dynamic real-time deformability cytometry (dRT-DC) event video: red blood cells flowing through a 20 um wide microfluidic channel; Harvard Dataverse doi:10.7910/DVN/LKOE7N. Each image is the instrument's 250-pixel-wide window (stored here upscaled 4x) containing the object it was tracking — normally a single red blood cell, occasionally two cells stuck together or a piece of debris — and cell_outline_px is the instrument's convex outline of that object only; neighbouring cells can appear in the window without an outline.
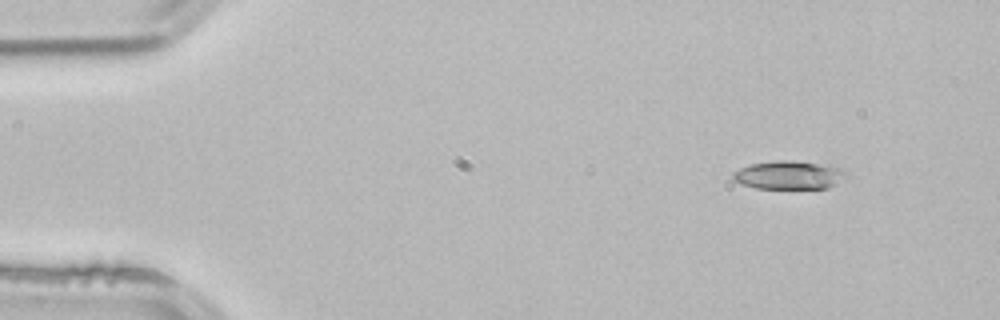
{"species": "common noctule bat (a hibernating species)", "species_latin": "Nyctalus noctula", "temperature_condition": "room temperature", "stored_images_in_passage": 5, "segment_of_instrument_passage": [2, 2], "camera_frame_rate_fps": 3000, "um_per_image_px": 0.085, "animal": {"sex": "male", "body_mass_g": 21.5, "forearm_length_mm": 52.0}, "frame": {"image": 1, "passage_image": 5, "time_ms": 1.333, "image_size_px": [1000, 320], "cell_outline_px": [[848, 176], [836, 184], [828, 188], [756, 188], [732, 180], [732, 172], [748, 164], [776, 160], [784, 160], [816, 164], [840, 168]], "centroid_in_image_um": [67.0, 14.89], "position_along_channel_um": 18.0, "area_um2": 18.44}}